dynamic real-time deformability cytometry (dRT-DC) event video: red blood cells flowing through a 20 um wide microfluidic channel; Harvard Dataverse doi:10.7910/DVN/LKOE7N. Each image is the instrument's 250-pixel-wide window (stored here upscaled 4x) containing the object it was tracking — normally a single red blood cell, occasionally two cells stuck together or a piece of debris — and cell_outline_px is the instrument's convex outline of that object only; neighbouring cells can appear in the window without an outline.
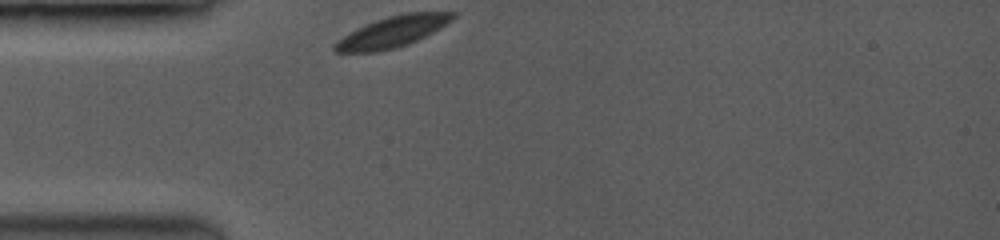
{"species": "common noctule bat (a hibernating species)", "species_latin": "Nyctalus noctula", "temperature_condition": "room temperature", "stored_images_in_passage": 44, "camera_frame_rate_fps": 3500, "um_per_image_px": 0.085, "animal": {"sex": "female", "body_mass_g": 19.0, "forearm_length_mm": 53.3}, "frame": {"image": 1, "passage_image": 1, "time_ms": 0.0, "image_size_px": [1000, 240], "cell_outline_px": [[456, 16], [452, 20], [440, 28], [408, 44], [396, 48], [376, 52], [336, 52], [332, 48], [332, 44], [344, 36], [376, 20], [388, 16], [404, 12], [456, 12]], "centroid_in_image_um": [33.38, 2.7], "position_along_channel_um": 51.6, "area_um2": 20.98}}
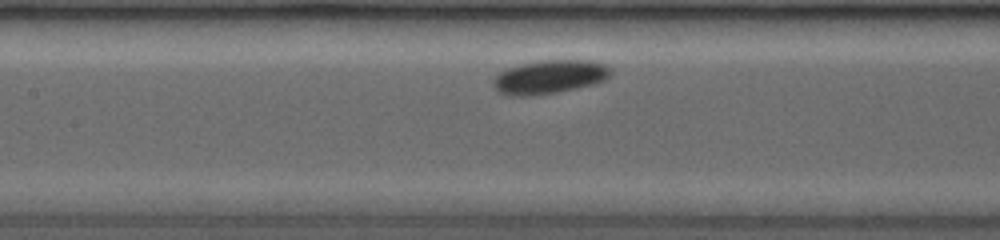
{"frame": {"image": 2, "passage_image": 17, "time_ms": 3.143, "image_size_px": [1000, 240], "cell_outline_px": [[612, 72], [604, 80], [592, 84], [552, 92], [520, 96], [500, 92], [492, 84], [492, 80], [504, 68], [520, 64], [540, 60], [592, 60], [608, 64], [612, 68]], "centroid_in_image_um": [46.73, 6.49], "position_along_channel_um": 160.7, "area_um2": 22.72}}
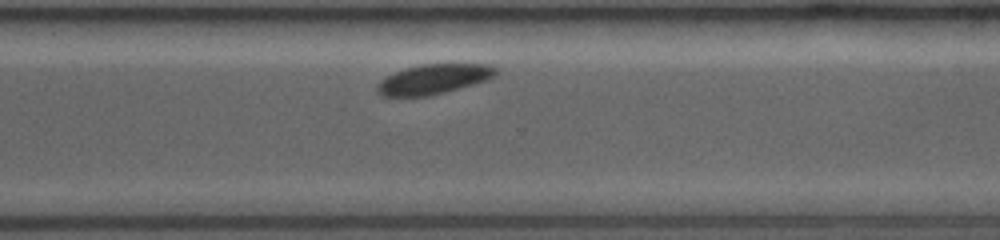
{"frame": {"image": 3, "passage_image": 40, "time_ms": 7.714, "image_size_px": [1000, 240], "cell_outline_px": [[496, 72], [492, 76], [484, 80], [472, 84], [444, 92], [428, 96], [384, 96], [376, 92], [376, 88], [388, 76], [396, 72], [408, 68], [424, 64], [488, 64], [496, 68]], "centroid_in_image_um": [36.85, 6.73], "position_along_channel_um": 333.7, "area_um2": 19.88}}